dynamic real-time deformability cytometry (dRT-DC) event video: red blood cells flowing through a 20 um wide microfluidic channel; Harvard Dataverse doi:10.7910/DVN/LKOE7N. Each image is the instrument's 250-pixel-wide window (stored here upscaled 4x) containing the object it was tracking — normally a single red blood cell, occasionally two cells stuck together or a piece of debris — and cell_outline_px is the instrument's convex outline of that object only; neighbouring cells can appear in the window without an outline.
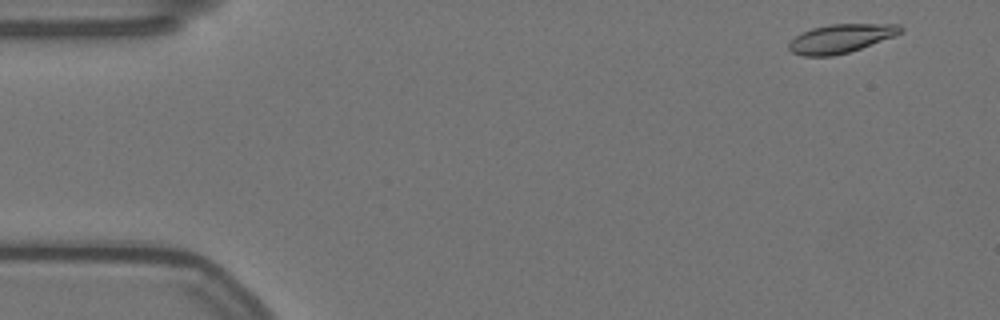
{"species": "Egyptian fruit bat (a non-hibernating species)", "species_latin": "Rousettus aegyptiacus", "temperature_condition": "warm", "stored_images_in_passage": 10, "camera_frame_rate_fps": 3000, "um_per_image_px": 0.085, "animal": {"sex": "female"}, "frame": {"image": 1, "passage_image": 2, "time_ms": 0.333, "image_size_px": [1000, 320], "cell_outline_px": [[904, 28], [900, 32], [892, 36], [860, 48], [848, 52], [832, 56], [804, 56], [792, 52], [788, 48], [788, 44], [800, 32], [812, 28], [832, 24], [900, 24]], "centroid_in_image_um": [71.42, 3.27], "position_along_channel_um": 13.6, "area_um2": 18.38}}